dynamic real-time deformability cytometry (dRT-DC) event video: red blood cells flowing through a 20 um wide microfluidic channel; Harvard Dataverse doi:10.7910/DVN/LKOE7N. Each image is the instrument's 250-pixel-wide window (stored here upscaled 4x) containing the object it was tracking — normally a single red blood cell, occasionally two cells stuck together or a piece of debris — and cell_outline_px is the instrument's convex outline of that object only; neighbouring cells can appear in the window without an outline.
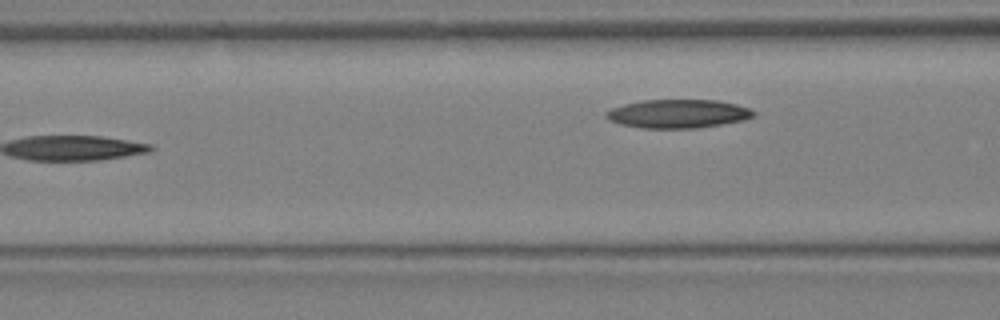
{"species": "Egyptian fruit bat (a non-hibernating species)", "species_latin": "Rousettus aegyptiacus", "temperature_condition": "warm", "stored_images_in_passage": 11, "segment_of_instrument_passage": [2, 2], "camera_frame_rate_fps": 3000, "um_per_image_px": 0.085, "animal": {"sex": "female"}, "frame": {"image": 1, "passage_image": 11, "time_ms": 3.333, "image_size_px": [1000, 320], "cell_outline_px": [[756, 116], [744, 120], [696, 128], [644, 128], [620, 124], [608, 120], [604, 116], [604, 112], [612, 108], [624, 104], [644, 100], [716, 100], [736, 104], [748, 108], [756, 112]], "centroid_in_image_um": [57.61, 9.67], "position_along_channel_um": 109.0, "area_um2": 24.57}}